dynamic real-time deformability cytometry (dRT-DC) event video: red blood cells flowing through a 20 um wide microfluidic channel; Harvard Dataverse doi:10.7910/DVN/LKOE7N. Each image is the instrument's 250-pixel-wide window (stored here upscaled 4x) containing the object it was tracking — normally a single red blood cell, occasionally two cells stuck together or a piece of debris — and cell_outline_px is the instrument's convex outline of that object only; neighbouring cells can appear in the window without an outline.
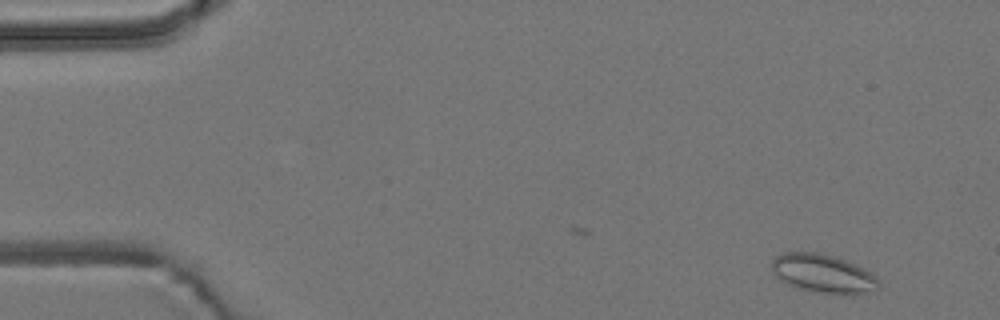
{"species": "common noctule bat (a hibernating species)", "species_latin": "Nyctalus noctula", "temperature_condition": "room temperature", "stored_images_in_passage": 2, "camera_frame_rate_fps": 3000, "um_per_image_px": 0.085, "animal": {"sex": "male", "body_mass_g": 19.2, "forearm_length_mm": 51.8}, "frame": {"image": 1, "passage_image": 2, "time_ms": 0.333, "image_size_px": [1000, 320], "cell_outline_px": [[880, 288], [872, 292], [852, 296], [824, 292], [800, 288], [788, 284], [776, 276], [772, 272], [772, 260], [776, 256], [784, 252], [816, 252], [832, 256], [856, 264], [864, 268], [876, 276], [880, 284]], "centroid_in_image_um": [70.02, 23.26], "position_along_channel_um": 15.0, "area_um2": 24.1}}